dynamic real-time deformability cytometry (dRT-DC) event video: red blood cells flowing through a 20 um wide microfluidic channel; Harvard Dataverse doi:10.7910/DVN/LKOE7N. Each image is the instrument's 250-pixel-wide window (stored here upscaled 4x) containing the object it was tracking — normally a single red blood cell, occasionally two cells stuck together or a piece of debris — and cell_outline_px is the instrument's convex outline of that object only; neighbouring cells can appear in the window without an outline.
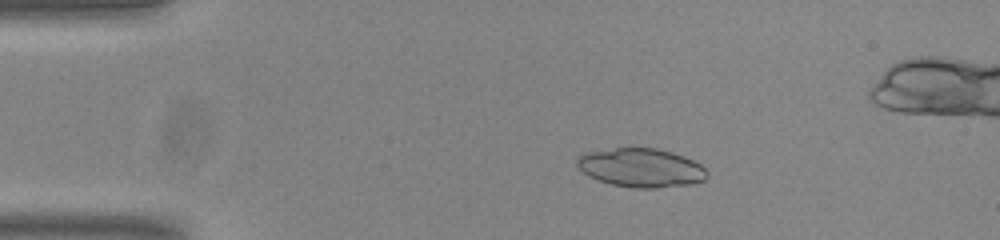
{"species": "common noctule bat (a hibernating species)", "species_latin": "Nyctalus noctula", "temperature_condition": "room temperature", "stored_images_in_passage": 51, "camera_frame_rate_fps": 3000, "um_per_image_px": 0.085, "animal": {"sex": "male", "body_mass_g": 20.0, "forearm_length_mm": 53.3}, "frame": {"image": 1, "passage_image": 10, "time_ms": 3.0, "image_size_px": [1000, 240], "cell_outline_px": [[708, 176], [704, 180], [692, 184], [656, 188], [632, 188], [612, 184], [588, 176], [576, 164], [576, 160], [584, 152], [624, 144], [632, 144], [656, 148], [672, 152], [684, 156], [700, 164], [708, 172]], "centroid_in_image_um": [54.46, 14.2], "position_along_channel_um": 30.5, "area_um2": 30.4}}
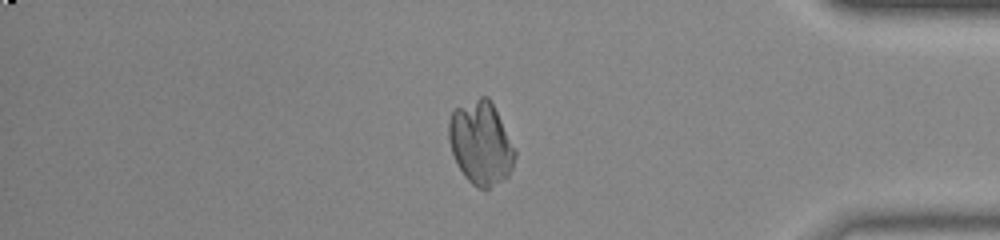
{"frame": {"image": 2, "passage_image": 45, "time_ms": 14.667, "image_size_px": [1000, 240], "cell_outline_px": [[516, 156], [512, 168], [508, 176], [504, 180], [484, 192], [476, 188], [464, 176], [452, 152], [448, 140], [448, 120], [452, 112], [456, 108], [480, 96], [488, 96], [516, 148]], "centroid_in_image_um": [40.88, 12.2], "position_along_channel_um": 394.3, "area_um2": 32.43}}